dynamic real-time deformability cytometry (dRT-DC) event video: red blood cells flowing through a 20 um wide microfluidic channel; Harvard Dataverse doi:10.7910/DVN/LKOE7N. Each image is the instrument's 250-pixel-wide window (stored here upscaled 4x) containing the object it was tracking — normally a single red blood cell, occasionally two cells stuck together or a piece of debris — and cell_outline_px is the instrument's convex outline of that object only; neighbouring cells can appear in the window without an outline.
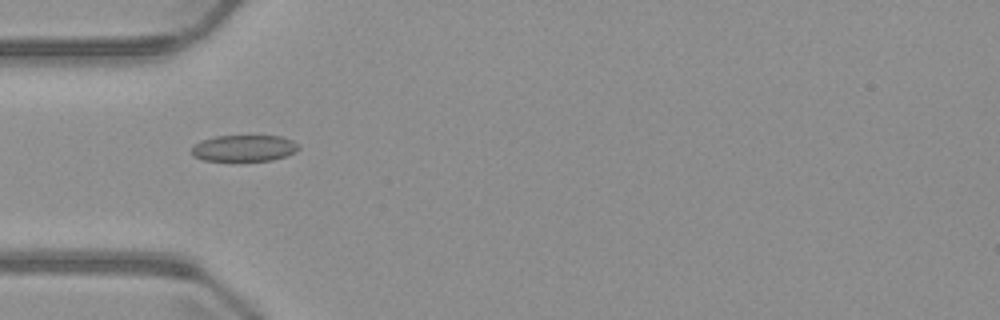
{"species": "common noctule bat (a hibernating species)", "species_latin": "Nyctalus noctula", "temperature_condition": "warm", "stored_images_in_passage": 6, "camera_frame_rate_fps": 3000, "um_per_image_px": 0.085, "animal": {"sex": "male", "body_mass_g": 23.1, "forearm_length_mm": 52.7}, "frame": {"image": 1, "passage_image": 5, "time_ms": 4.667, "image_size_px": [1000, 320], "cell_outline_px": [[300, 148], [296, 152], [288, 156], [272, 160], [204, 160], [192, 156], [192, 148], [200, 140], [216, 136], [280, 136], [292, 140], [300, 144]], "centroid_in_image_um": [20.79, 12.59], "position_along_channel_um": 64.2, "area_um2": 16.47}}
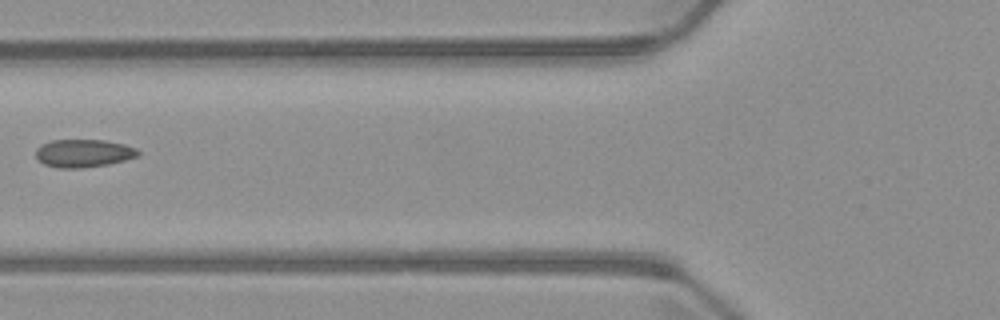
{"frame": {"image": 2, "passage_image": 6, "time_ms": 6.0, "image_size_px": [1000, 320], "cell_outline_px": [[140, 152], [136, 156], [124, 160], [108, 164], [80, 168], [56, 168], [44, 164], [36, 156], [36, 148], [40, 144], [52, 140], [104, 140], [124, 144], [136, 148]], "centroid_in_image_um": [7.07, 13.02], "position_along_channel_um": 118.7, "area_um2": 16.59}}